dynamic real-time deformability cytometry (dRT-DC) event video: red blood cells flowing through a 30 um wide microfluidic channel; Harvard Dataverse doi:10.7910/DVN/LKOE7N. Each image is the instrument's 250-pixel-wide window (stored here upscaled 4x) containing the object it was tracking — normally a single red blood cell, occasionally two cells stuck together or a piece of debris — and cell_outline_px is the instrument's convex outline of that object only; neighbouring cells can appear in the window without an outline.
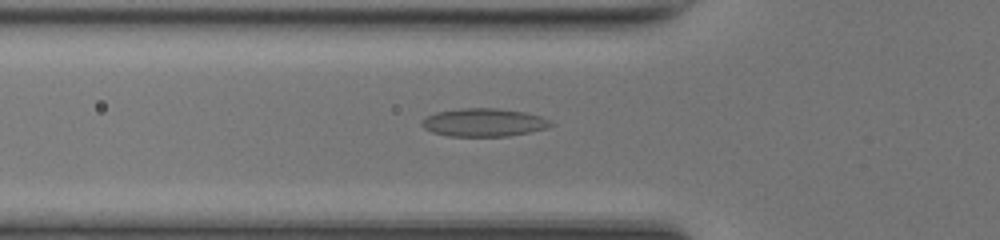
{"species": "common noctule bat (a hibernating species)", "species_latin": "Nyctalus noctula", "temperature_condition": "room temperature", "stored_images_in_passage": 50, "camera_frame_rate_fps": 3000, "um_per_image_px": 0.085, "animal": {"sex": "female", "body_mass_g": 17.0, "forearm_length_mm": 48.0}, "frame": {"image": 1, "passage_image": 17, "time_ms": 5.333, "image_size_px": [1000, 240], "cell_outline_px": [[556, 124], [548, 128], [508, 136], [448, 136], [432, 132], [424, 128], [420, 124], [420, 120], [436, 112], [460, 108], [496, 108], [524, 112], [540, 116], [552, 120]], "centroid_in_image_um": [41.13, 10.41], "position_along_channel_um": 84.7, "area_um2": 21.27}}
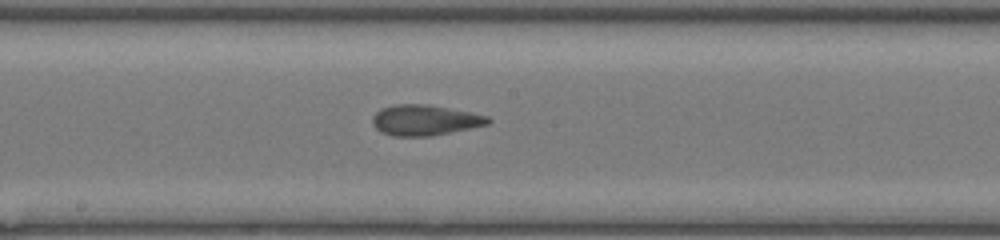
{"frame": {"image": 2, "passage_image": 26, "time_ms": 8.333, "image_size_px": [1000, 240], "cell_outline_px": [[492, 120], [488, 124], [432, 136], [396, 136], [380, 132], [372, 124], [372, 116], [380, 108], [396, 104], [428, 104], [488, 116]], "centroid_in_image_um": [36.07, 10.21], "position_along_channel_um": 212.1, "area_um2": 20.52}}
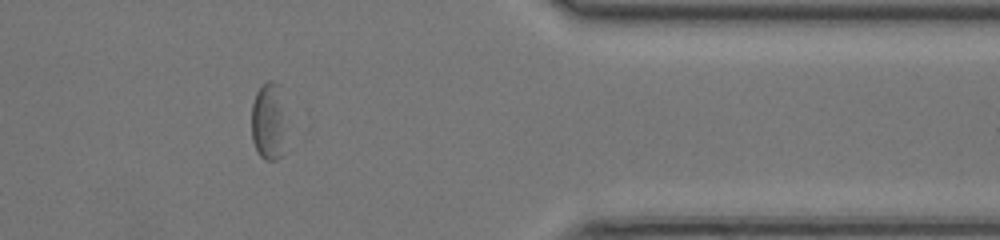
{"frame": {"image": 3, "passage_image": 40, "time_ms": 13.0, "image_size_px": [1000, 240], "cell_outline_px": [[280, 156], [276, 160], [264, 160], [260, 156], [252, 140], [252, 104], [256, 92], [268, 80], [272, 80], [280, 84]], "centroid_in_image_um": [22.7, 10.27], "position_along_channel_um": 388.7, "area_um2": 14.22}, "authors_computed_cell_mechanics": {"area_um2": 20.519, "velocity_mm_per_s": 4.2354, "shape_relaxation_time_tau1_ms": 5.3697, "shape_relaxation_time_tau2_ms": 1.7145, "deformation_change_tau1": 0.1262, "deformation_change_tau2": 0.089}}